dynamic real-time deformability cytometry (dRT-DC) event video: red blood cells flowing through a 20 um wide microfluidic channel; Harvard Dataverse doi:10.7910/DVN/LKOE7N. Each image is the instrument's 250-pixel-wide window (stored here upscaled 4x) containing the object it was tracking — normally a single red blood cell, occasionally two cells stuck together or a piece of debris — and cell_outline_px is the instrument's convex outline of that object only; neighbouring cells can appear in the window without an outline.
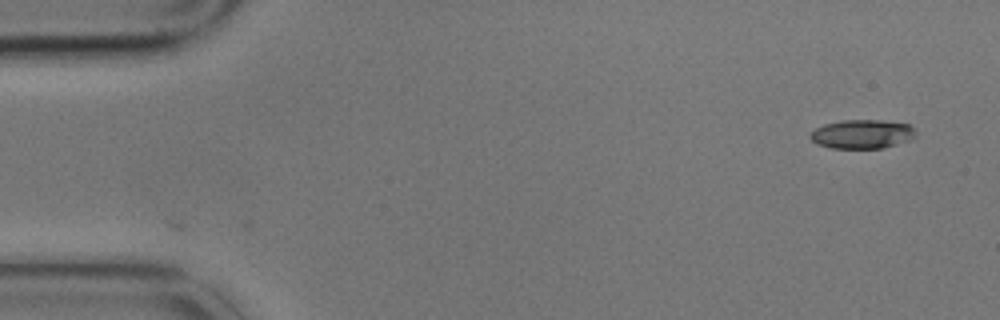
{"species": "common noctule bat (a hibernating species)", "species_latin": "Nyctalus noctula", "temperature_condition": "cold", "stored_images_in_passage": 2, "camera_frame_rate_fps": 3000, "um_per_image_px": 0.085, "animal": {"sex": "male", "body_mass_g": 17.9}, "frame": {"image": 1, "passage_image": 2, "time_ms": 0.333, "image_size_px": [1000, 320], "cell_outline_px": [[916, 136], [908, 140], [884, 148], [832, 148], [816, 144], [808, 136], [816, 128], [824, 124], [840, 120], [884, 120], [908, 124], [916, 132]], "centroid_in_image_um": [73.26, 11.39], "position_along_channel_um": 11.7, "area_um2": 17.8}}